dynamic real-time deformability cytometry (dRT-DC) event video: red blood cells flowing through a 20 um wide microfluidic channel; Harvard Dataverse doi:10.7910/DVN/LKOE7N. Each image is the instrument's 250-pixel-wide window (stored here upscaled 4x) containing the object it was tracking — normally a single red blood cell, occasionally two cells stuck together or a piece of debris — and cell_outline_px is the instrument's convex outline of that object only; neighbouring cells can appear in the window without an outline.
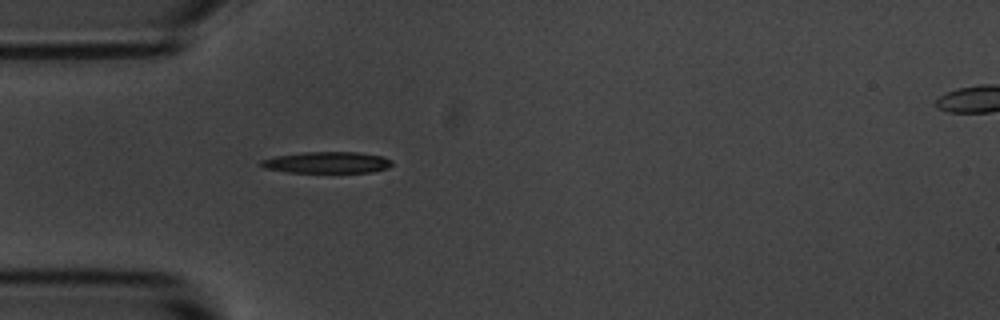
{"species": "common noctule bat (a hibernating species)", "species_latin": "Nyctalus noctula", "temperature_condition": "room temperature", "stored_images_in_passage": 6, "segment_of_instrument_passage": [1, 2], "camera_frame_rate_fps": 3000, "um_per_image_px": 0.085, "animal": {"sex": "male", "body_mass_g": 20.1, "forearm_length_mm": 53.5}, "frame": {"image": 1, "passage_image": 5, "time_ms": 4.667, "image_size_px": [1000, 320], "cell_outline_px": [[392, 164], [388, 168], [372, 172], [288, 172], [264, 168], [256, 164], [260, 160], [276, 156], [304, 152], [356, 152], [384, 156], [392, 160]], "centroid_in_image_um": [27.78, 13.81], "position_along_channel_um": 57.2, "area_um2": 16.42}}